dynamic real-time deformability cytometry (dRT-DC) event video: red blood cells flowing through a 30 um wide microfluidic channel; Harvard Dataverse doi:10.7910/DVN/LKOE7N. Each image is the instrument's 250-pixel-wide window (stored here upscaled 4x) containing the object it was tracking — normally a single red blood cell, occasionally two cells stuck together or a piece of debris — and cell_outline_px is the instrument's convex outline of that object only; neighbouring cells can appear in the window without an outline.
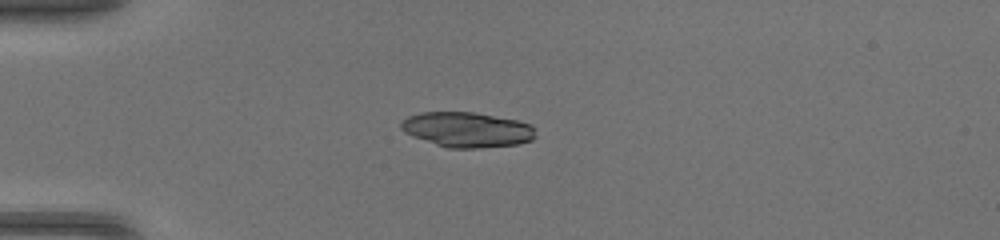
{"species": "common noctule bat (a hibernating species)", "species_latin": "Nyctalus noctula", "temperature_condition": "warm", "stored_images_in_passage": 36, "camera_frame_rate_fps": 3000, "um_per_image_px": 0.085, "animal": {"sex": "female", "body_mass_g": 17.0, "forearm_length_mm": 48.0}, "frame": {"image": 1, "passage_image": 1, "time_ms": 0.0, "image_size_px": [1000, 240], "cell_outline_px": [[536, 136], [532, 140], [516, 144], [480, 148], [448, 148], [412, 136], [404, 132], [400, 128], [400, 124], [408, 116], [420, 112], [476, 112], [516, 120], [532, 124], [536, 128]], "centroid_in_image_um": [39.72, 11.01], "position_along_channel_um": 45.3, "area_um2": 27.63}}
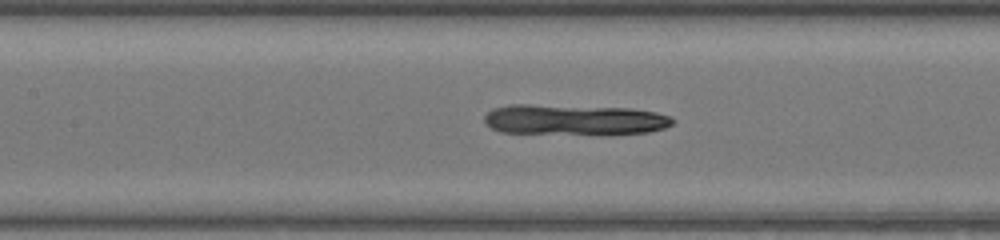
{"frame": {"image": 2, "passage_image": 11, "time_ms": 3.333, "image_size_px": [1000, 240], "cell_outline_px": [[676, 120], [672, 124], [664, 128], [648, 132], [500, 132], [484, 124], [484, 116], [492, 108], [512, 104], [528, 104], [632, 108], [656, 112], [672, 116]], "centroid_in_image_um": [48.79, 10.13], "position_along_channel_um": 158.6, "area_um2": 32.66}}
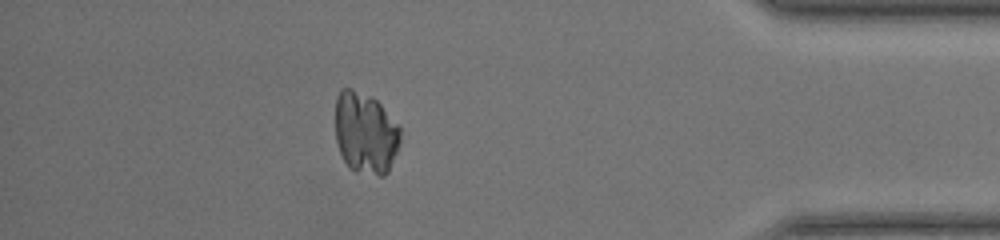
{"frame": {"image": 3, "passage_image": 31, "time_ms": 10.0, "image_size_px": [1000, 240], "cell_outline_px": [[400, 144], [388, 172], [384, 176], [380, 176], [356, 172], [348, 168], [340, 152], [336, 140], [336, 96], [340, 88], [352, 88], [372, 96], [380, 104], [400, 128]], "centroid_in_image_um": [31.05, 11.31], "position_along_channel_um": 404.1, "area_um2": 31.15}}